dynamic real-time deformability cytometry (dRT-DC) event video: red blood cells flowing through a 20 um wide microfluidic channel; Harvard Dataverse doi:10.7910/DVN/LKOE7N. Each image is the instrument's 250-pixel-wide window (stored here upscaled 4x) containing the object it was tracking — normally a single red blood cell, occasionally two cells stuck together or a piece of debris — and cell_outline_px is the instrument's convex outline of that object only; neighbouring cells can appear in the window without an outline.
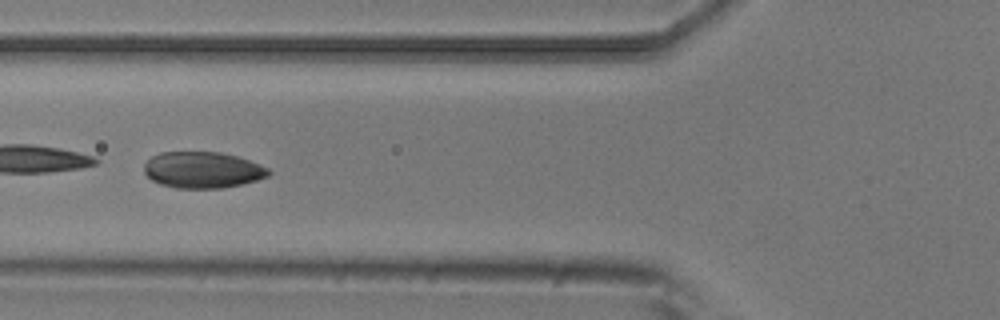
{"species": "common noctule bat (a hibernating species)", "species_latin": "Nyctalus noctula", "temperature_condition": "room temperature", "stored_images_in_passage": 4, "camera_frame_rate_fps": 3000, "um_per_image_px": 0.085, "animal": {"sex": "male", "body_mass_g": 20.5, "forearm_length_mm": 52.5}, "frame": {"image": 1, "passage_image": 4, "time_ms": 1.0, "image_size_px": [1000, 320], "cell_outline_px": [[272, 172], [268, 176], [244, 184], [224, 188], [176, 188], [160, 184], [152, 180], [144, 172], [144, 164], [152, 156], [160, 152], [220, 152], [236, 156], [260, 164], [268, 168]], "centroid_in_image_um": [17.23, 14.45], "position_along_channel_um": 108.6, "area_um2": 26.41}}